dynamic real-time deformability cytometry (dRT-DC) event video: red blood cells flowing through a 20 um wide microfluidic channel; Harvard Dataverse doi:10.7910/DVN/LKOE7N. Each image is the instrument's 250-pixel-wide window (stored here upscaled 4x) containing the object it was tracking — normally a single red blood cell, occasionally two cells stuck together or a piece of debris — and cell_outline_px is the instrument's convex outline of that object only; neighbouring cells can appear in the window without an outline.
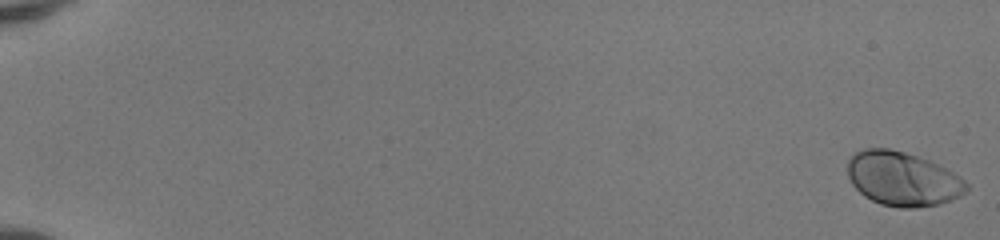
{"species": "human", "species_latin": "Homo sapiens", "temperature_condition": "room temperature", "stored_images_in_passage": 51, "camera_frame_rate_fps": 3000, "um_per_image_px": 0.085, "donor": {"sex": "female"}, "frame": {"image": 1, "passage_image": 1, "time_ms": 0.0, "image_size_px": [1000, 240], "cell_outline_px": [[968, 192], [952, 200], [940, 204], [916, 208], [900, 208], [880, 204], [864, 196], [852, 184], [848, 176], [848, 160], [856, 152], [864, 148], [888, 148], [904, 152], [928, 160], [960, 176], [968, 184]], "centroid_in_image_um": [76.74, 15.22], "position_along_channel_um": 8.3, "area_um2": 37.51}}
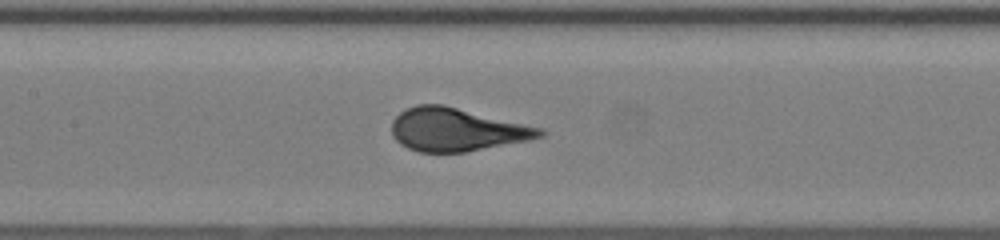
{"frame": {"image": 2, "passage_image": 27, "time_ms": 8.667, "image_size_px": [1000, 240], "cell_outline_px": [[548, 132], [544, 136], [528, 140], [464, 152], [420, 152], [408, 148], [400, 144], [392, 136], [392, 120], [400, 112], [416, 104], [444, 104], [544, 128]], "centroid_in_image_um": [38.83, 11.0], "position_along_channel_um": 168.6, "area_um2": 37.4}}
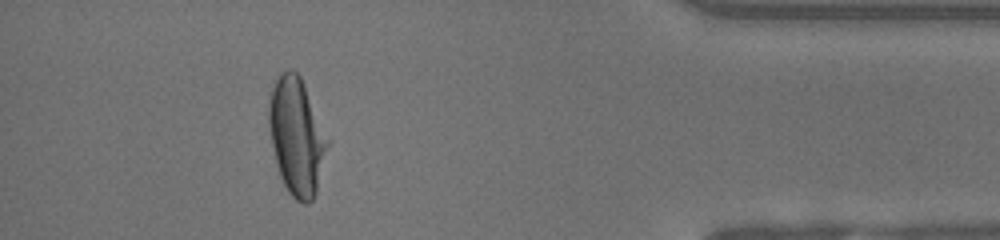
{"frame": {"image": 3, "passage_image": 47, "time_ms": 15.333, "image_size_px": [1000, 240], "cell_outline_px": [[332, 140], [316, 192], [312, 200], [308, 204], [304, 204], [296, 200], [288, 192], [280, 176], [276, 164], [268, 128], [268, 104], [272, 88], [280, 72], [288, 68], [292, 68], [300, 76]], "centroid_in_image_um": [25.25, 11.58], "position_along_channel_um": 409.9, "area_um2": 41.04}}